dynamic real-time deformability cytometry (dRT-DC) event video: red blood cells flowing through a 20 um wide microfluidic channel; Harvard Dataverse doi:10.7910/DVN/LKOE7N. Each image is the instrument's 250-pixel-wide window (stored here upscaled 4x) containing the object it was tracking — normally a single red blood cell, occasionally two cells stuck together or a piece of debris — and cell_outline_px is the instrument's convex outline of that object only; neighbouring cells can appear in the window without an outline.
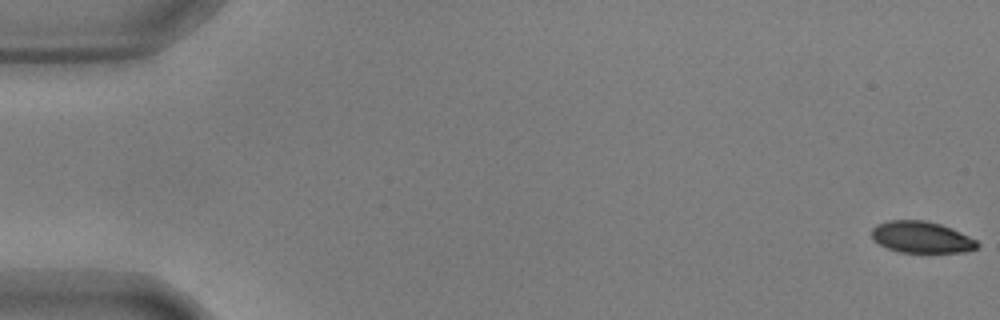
{"species": "common noctule bat (a hibernating species)", "species_latin": "Nyctalus noctula", "temperature_condition": "warm", "stored_images_in_passage": 57, "segment_of_instrument_passage": [1, 2], "camera_frame_rate_fps": 3000, "um_per_image_px": 0.085, "animal": {"sex": "male", "body_mass_g": 17.9, "forearm_length_mm": 54.2}, "frame": {"image": 1, "passage_image": 1, "time_ms": 0.0, "image_size_px": [1000, 320], "cell_outline_px": [[980, 244], [976, 248], [964, 252], [900, 252], [888, 248], [872, 240], [872, 228], [876, 224], [888, 220], [924, 220], [940, 224], [960, 232], [976, 240]], "centroid_in_image_um": [78.3, 20.15], "position_along_channel_um": 6.7, "area_um2": 19.31}}
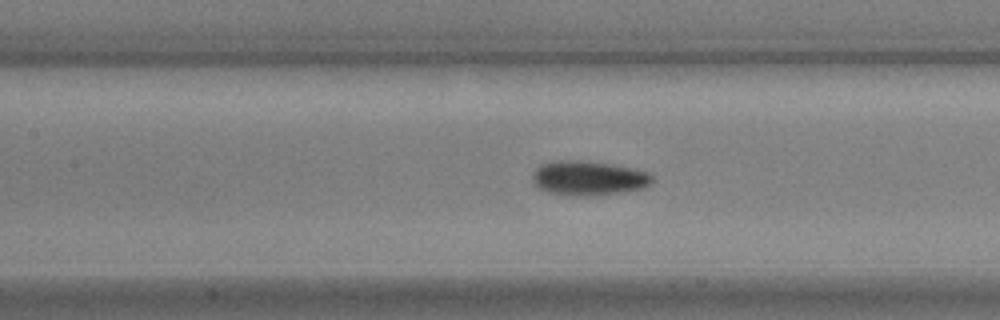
{"frame": {"image": 2, "passage_image": 26, "time_ms": 8.333, "image_size_px": [1000, 320], "cell_outline_px": [[652, 180], [644, 188], [624, 192], [592, 196], [588, 196], [548, 192], [532, 184], [532, 172], [540, 164], [552, 160], [584, 160], [612, 164], [652, 172]], "centroid_in_image_um": [50.01, 15.12], "position_along_channel_um": 157.4, "area_um2": 24.33}}
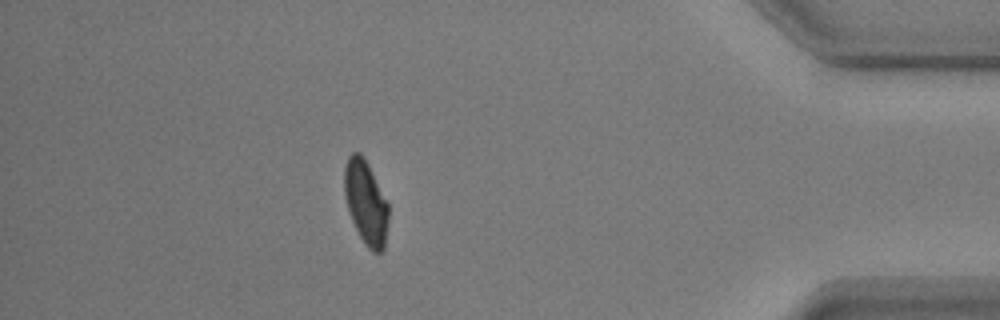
{"frame": {"image": 3, "passage_image": 50, "time_ms": 16.333, "image_size_px": [1000, 320], "cell_outline_px": [[388, 220], [384, 248], [380, 252], [372, 252], [364, 244], [348, 212], [344, 196], [344, 164], [348, 156], [352, 152], [360, 152], [364, 156], [388, 204]], "centroid_in_image_um": [31.07, 17.19], "position_along_channel_um": 404.1, "area_um2": 21.62}}